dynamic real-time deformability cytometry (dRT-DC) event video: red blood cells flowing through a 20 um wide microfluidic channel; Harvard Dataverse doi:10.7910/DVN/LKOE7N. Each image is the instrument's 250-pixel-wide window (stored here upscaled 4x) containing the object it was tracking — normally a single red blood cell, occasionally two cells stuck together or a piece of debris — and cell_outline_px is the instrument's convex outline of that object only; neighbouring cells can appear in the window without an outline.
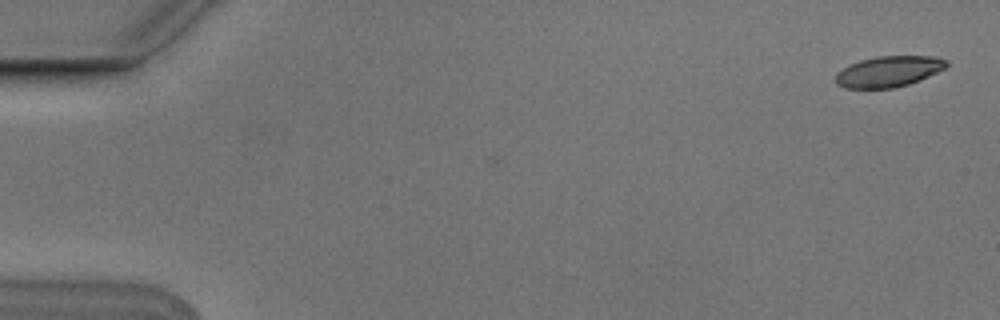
{"species": "Egyptian fruit bat (a non-hibernating species)", "species_latin": "Rousettus aegyptiacus", "temperature_condition": "cold", "stored_images_in_passage": 3, "camera_frame_rate_fps": 3000, "um_per_image_px": 0.085, "animal": {"sex": "male"}, "frame": {"image": 1, "passage_image": 1, "time_ms": 0.0, "image_size_px": [1000, 320], "cell_outline_px": [[948, 64], [944, 68], [920, 80], [896, 88], [844, 88], [836, 84], [836, 72], [848, 64], [860, 60], [876, 56], [936, 56], [944, 60]], "centroid_in_image_um": [75.48, 6.07], "position_along_channel_um": 9.5, "area_um2": 19.94}}